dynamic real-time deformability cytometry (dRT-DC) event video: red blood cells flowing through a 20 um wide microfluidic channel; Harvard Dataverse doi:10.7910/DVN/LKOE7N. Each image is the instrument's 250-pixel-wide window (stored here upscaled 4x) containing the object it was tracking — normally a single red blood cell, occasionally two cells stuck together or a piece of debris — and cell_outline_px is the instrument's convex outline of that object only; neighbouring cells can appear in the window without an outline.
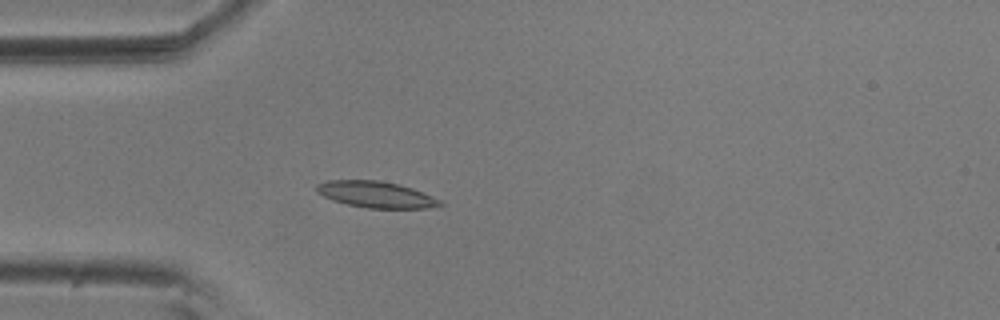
{"species": "common noctule bat (a hibernating species)", "species_latin": "Nyctalus noctula", "temperature_condition": "room temperature", "stored_images_in_passage": 32, "camera_frame_rate_fps": 3000, "um_per_image_px": 0.085, "animal": {"sex": "male", "body_mass_g": 20.5, "forearm_length_mm": 52.5}, "frame": {"image": 1, "passage_image": 2, "time_ms": 0.333, "image_size_px": [1000, 320], "cell_outline_px": [[444, 204], [424, 208], [368, 208], [348, 204], [332, 200], [316, 192], [316, 184], [328, 180], [380, 180], [400, 184], [412, 188], [432, 196], [440, 200]], "centroid_in_image_um": [31.93, 16.52], "position_along_channel_um": 53.1, "area_um2": 18.84}}
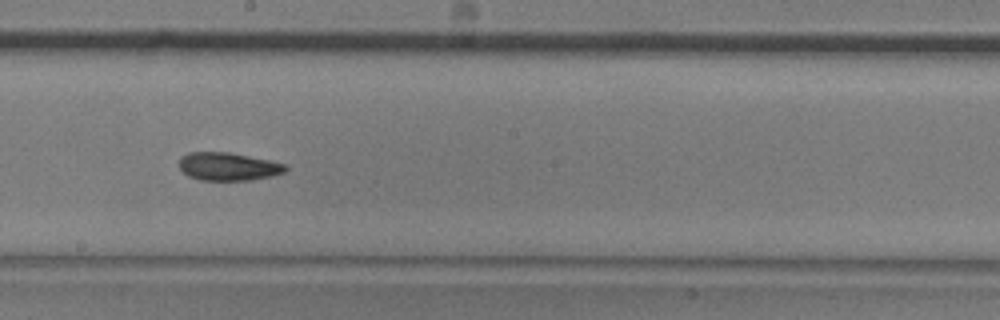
{"frame": {"image": 2, "passage_image": 17, "time_ms": 5.333, "image_size_px": [1000, 320], "cell_outline_px": [[288, 168], [284, 172], [272, 176], [252, 180], [200, 180], [188, 176], [180, 168], [180, 156], [188, 152], [228, 152], [288, 164]], "centroid_in_image_um": [19.41, 14.15], "position_along_channel_um": 228.8, "area_um2": 17.4}}
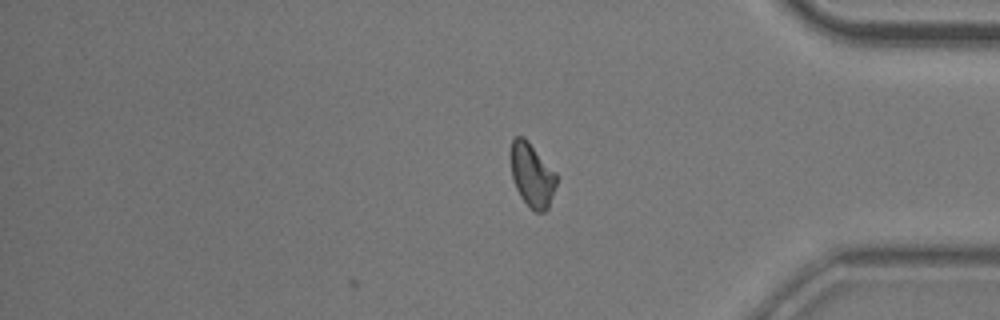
{"frame": {"image": 3, "passage_image": 32, "time_ms": 10.333, "image_size_px": [1000, 320], "cell_outline_px": [[556, 184], [548, 208], [544, 212], [536, 212], [520, 196], [516, 188], [512, 176], [508, 156], [508, 152], [512, 140], [516, 136], [524, 136], [528, 140], [556, 172]], "centroid_in_image_um": [45.18, 14.81], "position_along_channel_um": 390.0, "area_um2": 17.22}, "authors_computed_cell_mechanics": {"area_um2": 17.4556, "velocity_mm_per_s": 3.6453, "shape_relaxation_time_tau1_ms": 6.5086, "shape_relaxation_time_tau2_ms": 3.4363, "deformation_change_tau1": 0.15, "deformation_change_tau2": 0.0953}}